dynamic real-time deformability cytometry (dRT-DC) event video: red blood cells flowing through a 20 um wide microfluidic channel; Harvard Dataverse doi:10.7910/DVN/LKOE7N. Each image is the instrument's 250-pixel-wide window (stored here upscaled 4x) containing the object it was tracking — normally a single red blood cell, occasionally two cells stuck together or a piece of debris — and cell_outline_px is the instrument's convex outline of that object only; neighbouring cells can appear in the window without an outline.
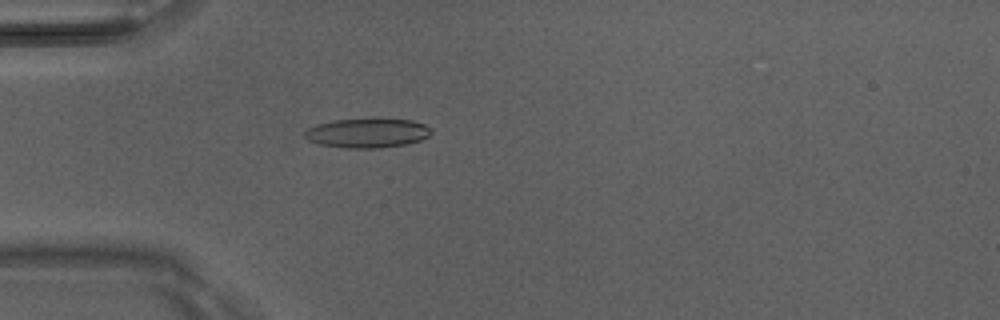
{"species": "Egyptian fruit bat (a non-hibernating species)", "species_latin": "Rousettus aegyptiacus", "temperature_condition": "room temperature", "stored_images_in_passage": 1, "camera_frame_rate_fps": 3000, "um_per_image_px": 0.085, "animal": {"sex": "male"}, "frame": {"image": 1, "passage_image": 1, "time_ms": 0.0, "image_size_px": [1000, 320], "cell_outline_px": [[432, 132], [428, 136], [420, 140], [404, 144], [376, 148], [348, 148], [320, 144], [308, 140], [304, 136], [304, 132], [308, 128], [316, 124], [332, 120], [372, 116], [412, 120], [424, 124], [432, 128]], "centroid_in_image_um": [31.22, 11.25], "position_along_channel_um": 53.8, "area_um2": 22.37}}